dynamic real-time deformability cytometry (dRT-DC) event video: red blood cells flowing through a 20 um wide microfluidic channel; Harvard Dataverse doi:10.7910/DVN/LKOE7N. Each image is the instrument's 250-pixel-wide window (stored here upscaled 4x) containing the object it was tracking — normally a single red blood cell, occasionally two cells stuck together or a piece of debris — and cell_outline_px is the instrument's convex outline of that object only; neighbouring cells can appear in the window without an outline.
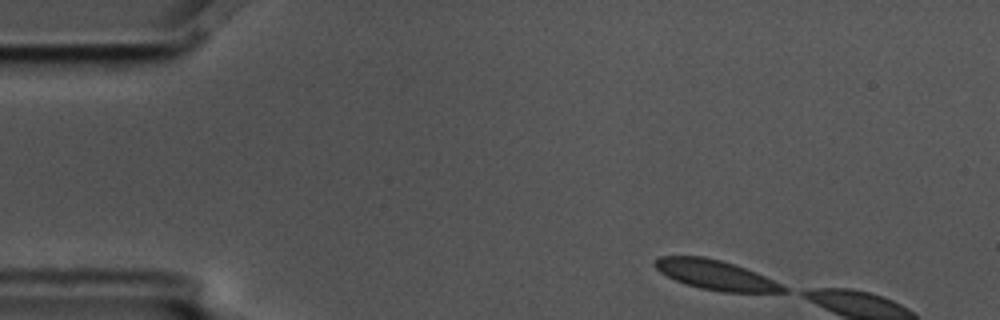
{"species": "common noctule bat (a hibernating species)", "species_latin": "Nyctalus noctula", "temperature_condition": "cold", "stored_images_in_passage": 2, "camera_frame_rate_fps": 3000, "um_per_image_px": 0.085, "animal": {"sex": "male", "body_mass_g": 17.5, "forearm_length_mm": 52.3}, "frame": {"image": 1, "passage_image": 1, "time_ms": 0.0, "image_size_px": [1000, 320], "cell_outline_px": [[788, 292], [724, 292], [700, 288], [676, 280], [660, 272], [652, 264], [660, 256], [704, 256], [720, 260], [756, 272], [788, 288]], "centroid_in_image_um": [60.81, 23.37], "position_along_channel_um": 24.2, "area_um2": 21.79}}